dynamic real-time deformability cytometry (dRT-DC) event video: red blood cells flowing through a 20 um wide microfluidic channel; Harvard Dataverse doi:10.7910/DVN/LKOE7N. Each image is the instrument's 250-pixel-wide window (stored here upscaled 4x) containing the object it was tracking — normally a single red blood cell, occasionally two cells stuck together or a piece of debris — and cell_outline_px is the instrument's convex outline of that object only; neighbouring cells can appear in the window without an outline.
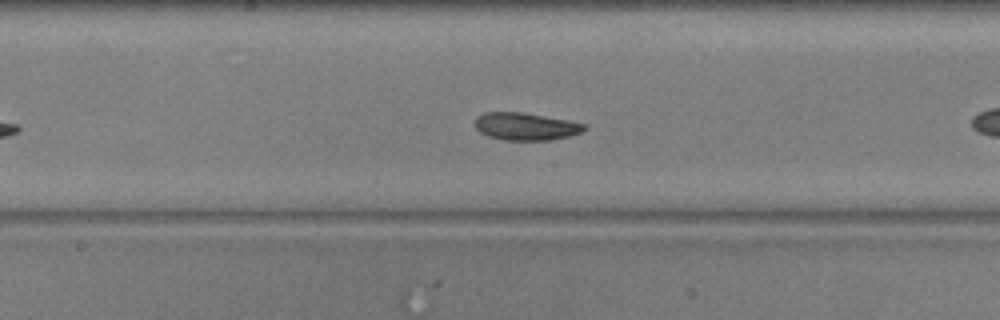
{"species": "common noctule bat (a hibernating species)", "species_latin": "Nyctalus noctula", "temperature_condition": "warm", "stored_images_in_passage": 33, "camera_frame_rate_fps": 3000, "um_per_image_px": 0.085, "animal": {"sex": "male", "body_mass_g": 20.5, "forearm_length_mm": 52.5}, "frame": {"image": 1, "passage_image": 15, "time_ms": 4.667, "image_size_px": [1000, 320], "cell_outline_px": [[588, 128], [580, 132], [568, 136], [552, 140], [504, 140], [488, 136], [480, 132], [472, 124], [476, 116], [484, 112], [520, 112], [568, 120], [588, 124]], "centroid_in_image_um": [44.66, 10.74], "position_along_channel_um": 203.5, "area_um2": 17.69}}
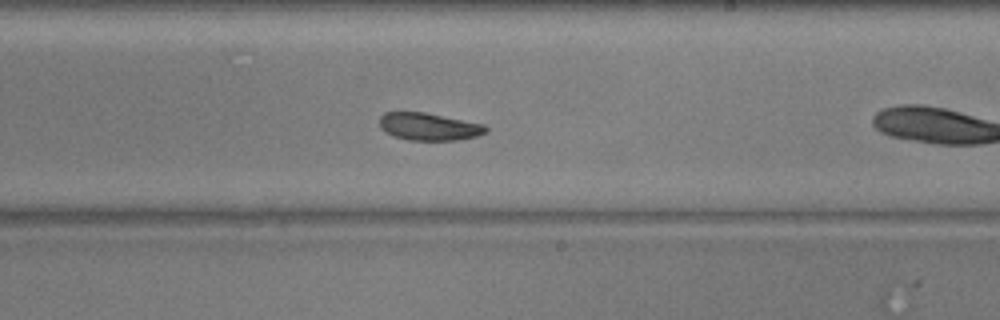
{"frame": {"image": 2, "passage_image": 19, "time_ms": 6.0, "image_size_px": [1000, 320], "cell_outline_px": [[488, 132], [476, 136], [456, 140], [408, 140], [396, 136], [380, 128], [380, 116], [384, 112], [424, 112], [484, 124], [488, 128]], "centroid_in_image_um": [36.48, 10.76], "position_along_channel_um": 252.5, "area_um2": 16.88}, "authors_computed_cell_mechanics": {"area_um2": 18.0914, "velocity_mm_per_s": 3.6926, "shape_relaxation_time_tau1_ms": 2.7969, "shape_relaxation_time_tau2_ms": null, "deformation_change_tau1": 0.0703, "deformation_change_tau2": null}}